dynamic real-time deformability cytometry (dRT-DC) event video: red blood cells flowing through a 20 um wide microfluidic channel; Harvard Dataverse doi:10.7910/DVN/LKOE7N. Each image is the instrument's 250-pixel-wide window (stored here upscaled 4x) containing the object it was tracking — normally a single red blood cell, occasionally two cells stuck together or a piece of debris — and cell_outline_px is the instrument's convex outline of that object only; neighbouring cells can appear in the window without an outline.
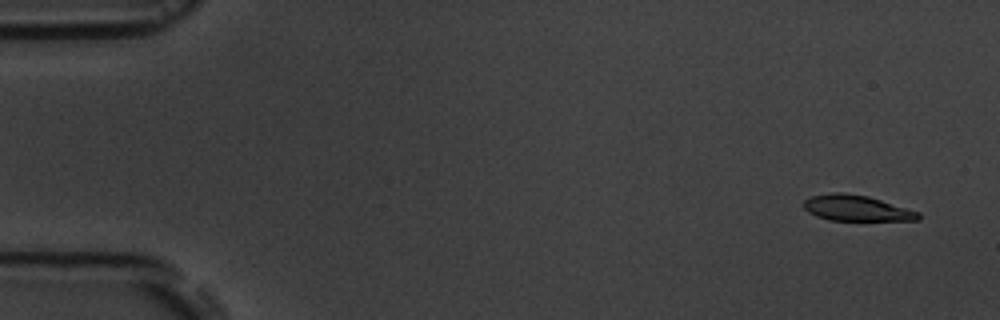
{"species": "common noctule bat (a hibernating species)", "species_latin": "Nyctalus noctula", "temperature_condition": "room temperature", "stored_images_in_passage": 5, "camera_frame_rate_fps": 3000, "um_per_image_px": 0.085, "animal": {"sex": "male", "body_mass_g": 19.5, "forearm_length_mm": 54.6}, "frame": {"image": 1, "passage_image": 1, "time_ms": 0.0, "image_size_px": [1000, 320], "cell_outline_px": [[920, 220], [828, 220], [816, 216], [808, 212], [804, 208], [804, 200], [812, 196], [832, 192], [844, 192], [868, 196], [920, 212]], "centroid_in_image_um": [72.79, 17.68], "position_along_channel_um": 12.2, "area_um2": 17.17}}
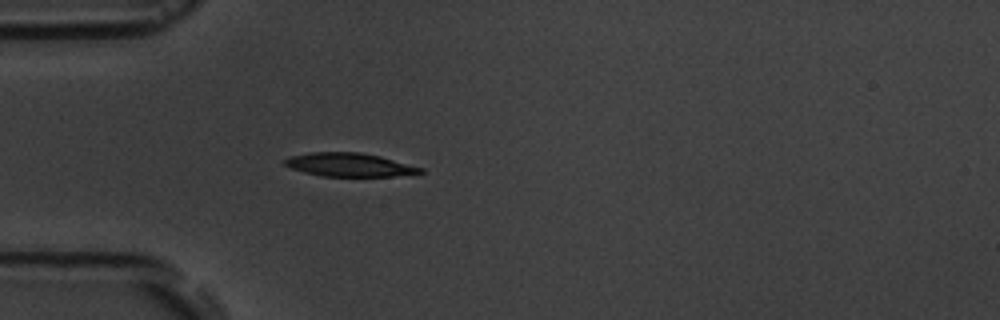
{"frame": {"image": 2, "passage_image": 5, "time_ms": 4.333, "image_size_px": [1000, 320], "cell_outline_px": [[424, 172], [392, 176], [320, 176], [304, 172], [292, 168], [284, 164], [284, 160], [288, 156], [308, 152], [360, 152], [380, 156], [424, 168]], "centroid_in_image_um": [29.67, 14.0], "position_along_channel_um": 55.3, "area_um2": 18.55}}